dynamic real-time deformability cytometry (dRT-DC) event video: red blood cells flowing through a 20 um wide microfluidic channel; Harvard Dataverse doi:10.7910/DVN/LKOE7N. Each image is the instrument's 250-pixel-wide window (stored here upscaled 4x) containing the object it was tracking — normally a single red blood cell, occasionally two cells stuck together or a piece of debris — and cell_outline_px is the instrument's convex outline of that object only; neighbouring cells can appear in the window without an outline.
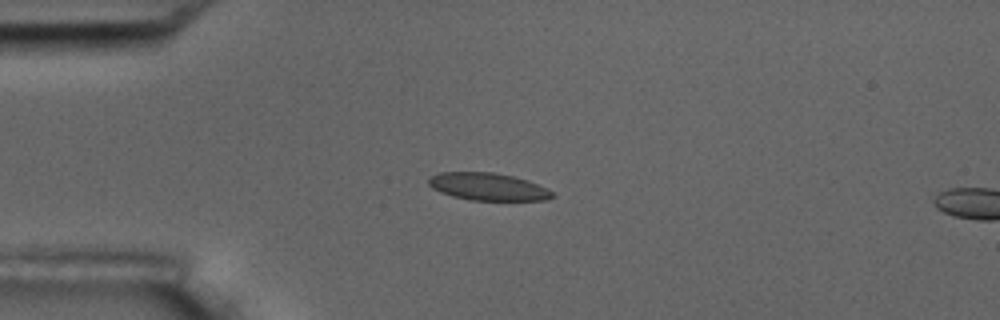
{"species": "common noctule bat (a hibernating species)", "species_latin": "Nyctalus noctula", "temperature_condition": "room temperature", "stored_images_in_passage": 4, "camera_frame_rate_fps": 3000, "um_per_image_px": 0.085, "animal": {"sex": "male", "body_mass_g": 17.5, "forearm_length_mm": 52.3}, "frame": {"image": 1, "passage_image": 3, "time_ms": 3.0, "image_size_px": [1000, 320], "cell_outline_px": [[556, 196], [548, 200], [472, 200], [452, 196], [440, 192], [432, 188], [428, 184], [428, 176], [440, 172], [492, 172], [512, 176], [548, 188]], "centroid_in_image_um": [41.45, 15.87], "position_along_channel_um": 43.6, "area_um2": 19.77}}